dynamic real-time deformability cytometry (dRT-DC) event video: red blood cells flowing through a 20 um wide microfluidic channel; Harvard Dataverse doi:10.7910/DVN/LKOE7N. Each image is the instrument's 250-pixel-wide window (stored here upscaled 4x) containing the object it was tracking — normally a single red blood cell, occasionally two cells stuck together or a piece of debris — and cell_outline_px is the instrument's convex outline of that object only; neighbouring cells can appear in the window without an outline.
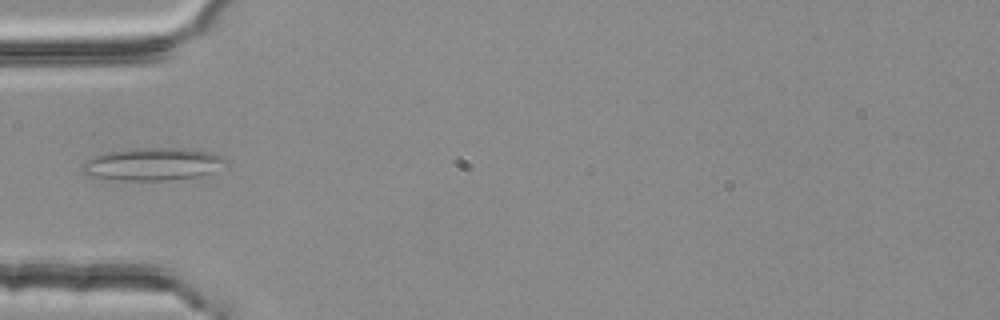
{"species": "common noctule bat (a hibernating species)", "species_latin": "Nyctalus noctula", "temperature_condition": "room temperature", "stored_images_in_passage": 1, "camera_frame_rate_fps": 3000, "um_per_image_px": 0.085, "animal": {"sex": "female", "body_mass_g": 25.1}, "frame": {"image": 1, "passage_image": 1, "time_ms": 0.0, "image_size_px": [1000, 320], "cell_outline_px": [[228, 164], [212, 172], [200, 176], [168, 180], [116, 180], [88, 176], [80, 172], [80, 164], [92, 156], [104, 152], [128, 148], [184, 148], [212, 152], [224, 156], [228, 160]], "centroid_in_image_um": [12.94, 13.94], "position_along_channel_um": 72.1, "area_um2": 27.98}}